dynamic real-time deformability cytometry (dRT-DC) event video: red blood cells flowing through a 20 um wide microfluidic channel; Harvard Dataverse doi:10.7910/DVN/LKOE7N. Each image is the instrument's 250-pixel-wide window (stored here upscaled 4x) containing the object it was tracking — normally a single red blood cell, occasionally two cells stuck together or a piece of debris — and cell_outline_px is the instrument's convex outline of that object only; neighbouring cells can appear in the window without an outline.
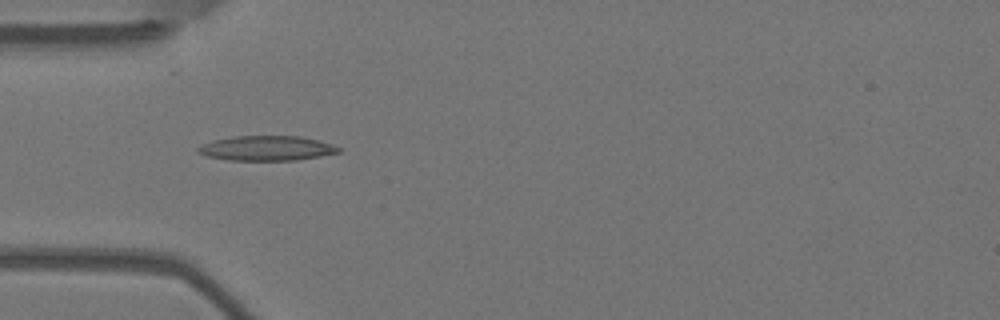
{"species": "Egyptian fruit bat (a non-hibernating species)", "species_latin": "Rousettus aegyptiacus", "temperature_condition": "warm", "stored_images_in_passage": 6, "camera_frame_rate_fps": 3000, "um_per_image_px": 0.085, "animal": {"sex": "female"}, "frame": {"image": 1, "passage_image": 5, "time_ms": 1.333, "image_size_px": [1000, 320], "cell_outline_px": [[340, 152], [320, 156], [296, 160], [228, 160], [208, 156], [196, 152], [196, 148], [212, 140], [232, 136], [300, 136], [332, 144], [340, 148]], "centroid_in_image_um": [22.64, 12.6], "position_along_channel_um": 62.4, "area_um2": 20.23}}
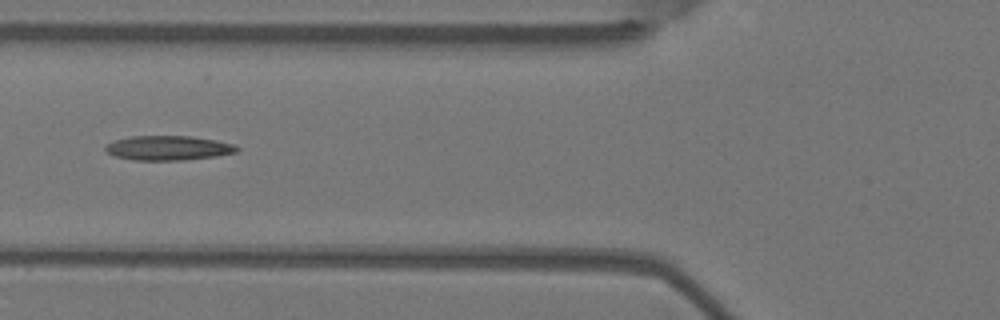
{"frame": {"image": 2, "passage_image": 6, "time_ms": 1.667, "image_size_px": [1000, 320], "cell_outline_px": [[240, 148], [236, 152], [216, 156], [184, 160], [132, 160], [116, 156], [108, 152], [104, 148], [108, 144], [116, 140], [132, 136], [192, 136], [216, 140], [232, 144]], "centroid_in_image_um": [14.32, 12.58], "position_along_channel_um": 111.5, "area_um2": 18.61}}